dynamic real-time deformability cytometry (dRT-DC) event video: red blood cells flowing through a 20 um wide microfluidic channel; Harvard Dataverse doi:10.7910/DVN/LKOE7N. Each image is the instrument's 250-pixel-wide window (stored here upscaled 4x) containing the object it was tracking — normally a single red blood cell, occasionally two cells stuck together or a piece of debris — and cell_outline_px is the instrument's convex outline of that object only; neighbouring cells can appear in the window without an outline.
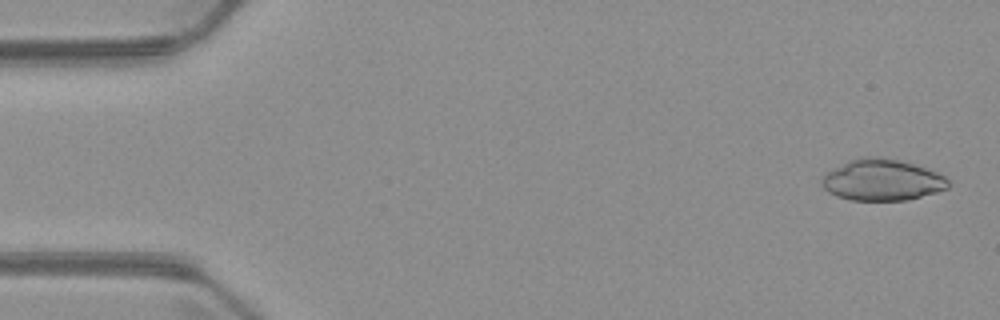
{"species": "common noctule bat (a hibernating species)", "species_latin": "Nyctalus noctula", "temperature_condition": "warm", "stored_images_in_passage": 5, "camera_frame_rate_fps": 3000, "um_per_image_px": 0.085, "animal": {"sex": "male", "body_mass_g": 23.1, "forearm_length_mm": 52.7}, "frame": {"image": 1, "passage_image": 5, "time_ms": 5.0, "image_size_px": [1000, 320], "cell_outline_px": [[948, 188], [936, 192], [908, 200], [848, 200], [836, 196], [828, 192], [820, 184], [820, 180], [824, 172], [848, 160], [860, 156], [880, 156], [928, 168], [944, 176], [948, 180]], "centroid_in_image_um": [74.91, 15.29], "position_along_channel_um": 10.1, "area_um2": 30.75}}